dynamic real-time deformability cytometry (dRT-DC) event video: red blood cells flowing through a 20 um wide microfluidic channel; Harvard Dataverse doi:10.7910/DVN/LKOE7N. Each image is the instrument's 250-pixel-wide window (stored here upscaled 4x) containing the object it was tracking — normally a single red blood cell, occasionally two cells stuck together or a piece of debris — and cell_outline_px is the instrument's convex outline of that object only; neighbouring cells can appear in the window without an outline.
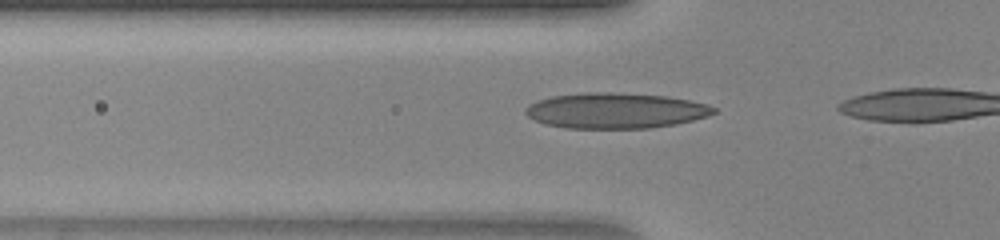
{"species": "human", "species_latin": "Homo sapiens", "temperature_condition": "warm", "stored_images_in_passage": 7, "camera_frame_rate_fps": 3000, "um_per_image_px": 0.085, "donor": {"sex": "female"}, "frame": {"image": 1, "passage_image": 2, "time_ms": 0.333, "image_size_px": [1000, 240], "cell_outline_px": [[716, 112], [708, 116], [676, 124], [652, 128], [564, 128], [544, 124], [528, 116], [524, 112], [524, 108], [528, 104], [552, 96], [584, 92], [612, 92], [664, 96], [688, 100], [708, 104], [716, 108]], "centroid_in_image_um": [52.3, 9.4], "position_along_channel_um": 73.5, "area_um2": 39.02}}